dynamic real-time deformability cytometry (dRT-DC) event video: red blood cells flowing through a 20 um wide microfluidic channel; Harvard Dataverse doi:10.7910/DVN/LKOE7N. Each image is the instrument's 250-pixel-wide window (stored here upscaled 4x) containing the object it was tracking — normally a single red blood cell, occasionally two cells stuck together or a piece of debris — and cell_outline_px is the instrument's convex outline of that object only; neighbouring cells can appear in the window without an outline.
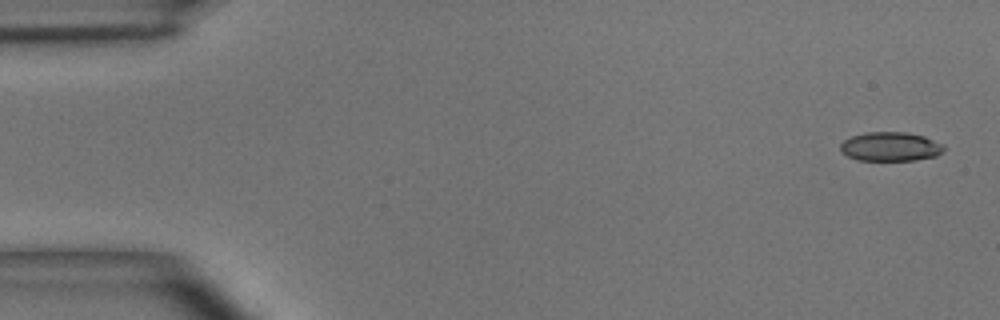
{"species": "common noctule bat (a hibernating species)", "species_latin": "Nyctalus noctula", "temperature_condition": "room temperature", "stored_images_in_passage": 5, "camera_frame_rate_fps": 3000, "um_per_image_px": 0.085, "animal": {"sex": "male", "body_mass_g": 15.6}, "frame": {"image": 1, "passage_image": 1, "time_ms": 0.0, "image_size_px": [1000, 320], "cell_outline_px": [[944, 152], [936, 156], [912, 160], [860, 160], [848, 156], [840, 152], [840, 144], [844, 140], [852, 136], [864, 132], [904, 132], [924, 136], [944, 144]], "centroid_in_image_um": [75.69, 12.45], "position_along_channel_um": 9.3, "area_um2": 17.57}}
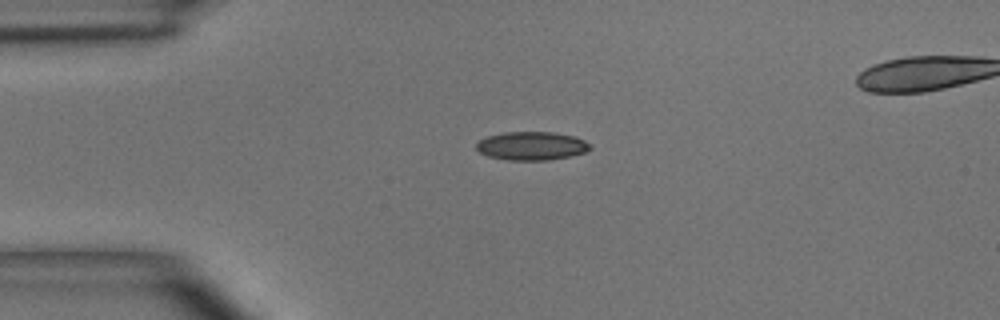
{"frame": {"image": 2, "passage_image": 3, "time_ms": 3.333, "image_size_px": [1000, 320], "cell_outline_px": [[592, 148], [584, 152], [572, 156], [548, 160], [508, 160], [488, 156], [480, 152], [476, 148], [476, 144], [480, 140], [488, 136], [504, 132], [552, 132], [572, 136], [584, 140]], "centroid_in_image_um": [45.18, 12.4], "position_along_channel_um": 39.8, "area_um2": 18.73}}